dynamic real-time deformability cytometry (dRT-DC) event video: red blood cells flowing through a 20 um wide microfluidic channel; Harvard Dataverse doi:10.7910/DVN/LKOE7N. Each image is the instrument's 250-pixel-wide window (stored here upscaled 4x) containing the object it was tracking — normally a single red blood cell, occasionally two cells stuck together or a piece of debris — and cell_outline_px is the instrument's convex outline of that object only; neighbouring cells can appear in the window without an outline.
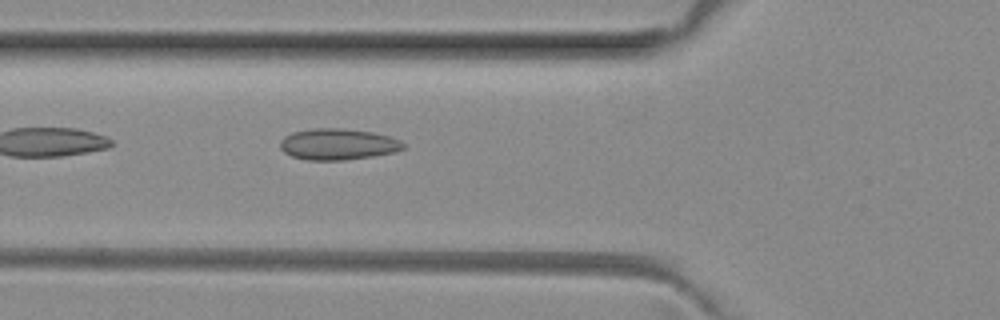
{"species": "common noctule bat (a hibernating species)", "species_latin": "Nyctalus noctula", "temperature_condition": "room temperature", "stored_images_in_passage": 34, "camera_frame_rate_fps": 3000, "um_per_image_px": 0.085, "animal": {"sex": "female", "body_mass_g": 29.2, "forearm_length_mm": 56.3}, "frame": {"image": 1, "passage_image": 3, "time_ms": 0.667, "image_size_px": [1000, 320], "cell_outline_px": [[404, 148], [396, 152], [372, 156], [344, 160], [308, 160], [292, 156], [284, 152], [280, 148], [280, 140], [284, 136], [292, 132], [312, 128], [344, 128], [372, 132], [388, 136], [400, 140], [404, 144]], "centroid_in_image_um": [28.7, 12.25], "position_along_channel_um": 97.1, "area_um2": 22.48}}
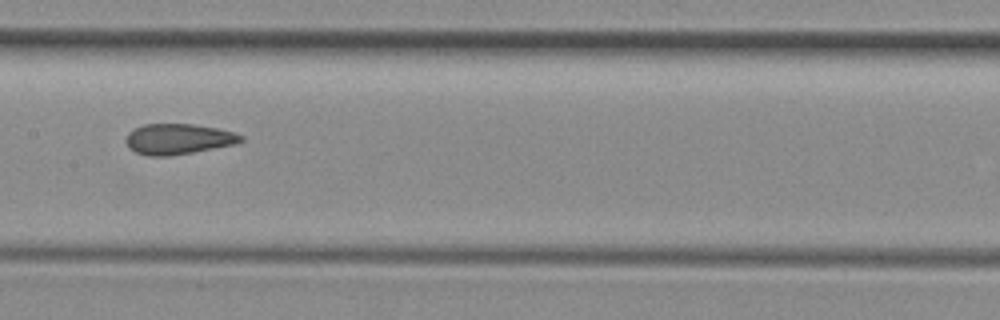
{"frame": {"image": 2, "passage_image": 10, "time_ms": 3.0, "image_size_px": [1000, 320], "cell_outline_px": [[244, 140], [236, 144], [192, 152], [168, 156], [148, 156], [136, 152], [128, 148], [128, 132], [144, 124], [192, 124], [216, 128], [232, 132], [244, 136]], "centroid_in_image_um": [15.17, 11.82], "position_along_channel_um": 192.2, "area_um2": 20.23}}
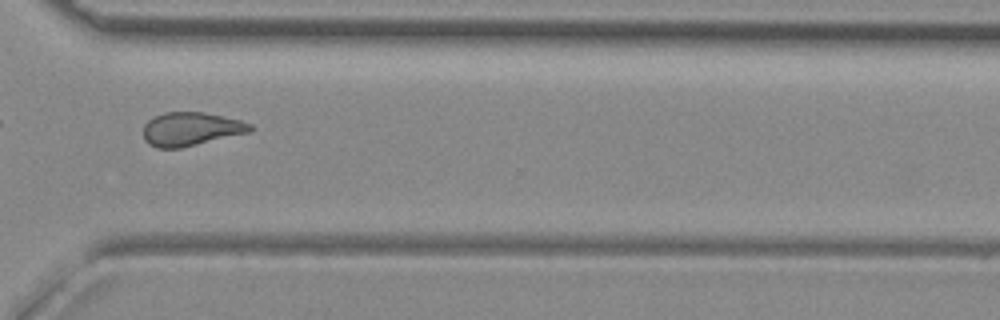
{"frame": {"image": 3, "passage_image": 22, "time_ms": 7.0, "image_size_px": [1000, 320], "cell_outline_px": [[252, 132], [180, 148], [156, 148], [148, 144], [144, 140], [144, 124], [148, 120], [164, 112], [204, 112], [240, 120], [252, 124]], "centroid_in_image_um": [16.23, 10.97], "position_along_channel_um": 354.4, "area_um2": 20.98}}